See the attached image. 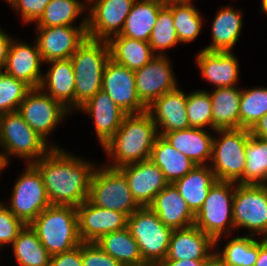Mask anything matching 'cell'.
Here are the masks:
<instances>
[{"instance_id":"obj_1","label":"cell","mask_w":267,"mask_h":266,"mask_svg":"<svg viewBox=\"0 0 267 266\" xmlns=\"http://www.w3.org/2000/svg\"><path fill=\"white\" fill-rule=\"evenodd\" d=\"M40 172L51 205L78 207L88 200L94 166L51 147L32 163Z\"/></svg>"},{"instance_id":"obj_2","label":"cell","mask_w":267,"mask_h":266,"mask_svg":"<svg viewBox=\"0 0 267 266\" xmlns=\"http://www.w3.org/2000/svg\"><path fill=\"white\" fill-rule=\"evenodd\" d=\"M157 126L146 111L127 114L113 137L104 145L105 151L116 163L111 168L149 160L157 134Z\"/></svg>"},{"instance_id":"obj_3","label":"cell","mask_w":267,"mask_h":266,"mask_svg":"<svg viewBox=\"0 0 267 266\" xmlns=\"http://www.w3.org/2000/svg\"><path fill=\"white\" fill-rule=\"evenodd\" d=\"M30 226L51 256L69 251L82 243L77 208L74 206L50 205Z\"/></svg>"},{"instance_id":"obj_4","label":"cell","mask_w":267,"mask_h":266,"mask_svg":"<svg viewBox=\"0 0 267 266\" xmlns=\"http://www.w3.org/2000/svg\"><path fill=\"white\" fill-rule=\"evenodd\" d=\"M75 75V106L79 109L102 90L103 72L110 59L107 41L86 38L71 56Z\"/></svg>"},{"instance_id":"obj_5","label":"cell","mask_w":267,"mask_h":266,"mask_svg":"<svg viewBox=\"0 0 267 266\" xmlns=\"http://www.w3.org/2000/svg\"><path fill=\"white\" fill-rule=\"evenodd\" d=\"M215 133L221 139L212 142V157L214 163L211 170L218 181H231L244 184V169L246 165V144L250 137V130L218 129Z\"/></svg>"},{"instance_id":"obj_6","label":"cell","mask_w":267,"mask_h":266,"mask_svg":"<svg viewBox=\"0 0 267 266\" xmlns=\"http://www.w3.org/2000/svg\"><path fill=\"white\" fill-rule=\"evenodd\" d=\"M133 238L145 263L159 265L168 252L172 229L164 225L149 207H140L128 217Z\"/></svg>"},{"instance_id":"obj_7","label":"cell","mask_w":267,"mask_h":266,"mask_svg":"<svg viewBox=\"0 0 267 266\" xmlns=\"http://www.w3.org/2000/svg\"><path fill=\"white\" fill-rule=\"evenodd\" d=\"M88 201L101 208L132 215L140 206L132 197L128 182L118 168H103L92 174Z\"/></svg>"},{"instance_id":"obj_8","label":"cell","mask_w":267,"mask_h":266,"mask_svg":"<svg viewBox=\"0 0 267 266\" xmlns=\"http://www.w3.org/2000/svg\"><path fill=\"white\" fill-rule=\"evenodd\" d=\"M233 183L217 180L210 188L202 208L195 215L194 225L212 237L215 242L219 240L228 223L231 228H234L233 199L235 189Z\"/></svg>"},{"instance_id":"obj_9","label":"cell","mask_w":267,"mask_h":266,"mask_svg":"<svg viewBox=\"0 0 267 266\" xmlns=\"http://www.w3.org/2000/svg\"><path fill=\"white\" fill-rule=\"evenodd\" d=\"M0 142L6 150V153H2L6 164L7 155L11 153L23 158L35 157L36 160L30 162L32 164L49 152L46 150L48 146L45 139L34 131L17 111L0 115Z\"/></svg>"},{"instance_id":"obj_10","label":"cell","mask_w":267,"mask_h":266,"mask_svg":"<svg viewBox=\"0 0 267 266\" xmlns=\"http://www.w3.org/2000/svg\"><path fill=\"white\" fill-rule=\"evenodd\" d=\"M12 194V203L8 209L25 225H30L40 213L51 205L42 176L39 170L30 163L14 185Z\"/></svg>"},{"instance_id":"obj_11","label":"cell","mask_w":267,"mask_h":266,"mask_svg":"<svg viewBox=\"0 0 267 266\" xmlns=\"http://www.w3.org/2000/svg\"><path fill=\"white\" fill-rule=\"evenodd\" d=\"M233 220L234 227L243 226L256 234H267V185L237 184Z\"/></svg>"},{"instance_id":"obj_12","label":"cell","mask_w":267,"mask_h":266,"mask_svg":"<svg viewBox=\"0 0 267 266\" xmlns=\"http://www.w3.org/2000/svg\"><path fill=\"white\" fill-rule=\"evenodd\" d=\"M102 90L127 114L147 111L136 91L134 71L109 59L105 65Z\"/></svg>"},{"instance_id":"obj_13","label":"cell","mask_w":267,"mask_h":266,"mask_svg":"<svg viewBox=\"0 0 267 266\" xmlns=\"http://www.w3.org/2000/svg\"><path fill=\"white\" fill-rule=\"evenodd\" d=\"M39 88H32L18 108L25 122L43 139L69 111L61 102L53 99Z\"/></svg>"},{"instance_id":"obj_14","label":"cell","mask_w":267,"mask_h":266,"mask_svg":"<svg viewBox=\"0 0 267 266\" xmlns=\"http://www.w3.org/2000/svg\"><path fill=\"white\" fill-rule=\"evenodd\" d=\"M87 20V37L93 40L108 41L111 34L117 36L136 0H89L92 2ZM121 25V27H120Z\"/></svg>"},{"instance_id":"obj_15","label":"cell","mask_w":267,"mask_h":266,"mask_svg":"<svg viewBox=\"0 0 267 266\" xmlns=\"http://www.w3.org/2000/svg\"><path fill=\"white\" fill-rule=\"evenodd\" d=\"M72 26L38 27L37 45L43 62L68 59L87 38V20Z\"/></svg>"},{"instance_id":"obj_16","label":"cell","mask_w":267,"mask_h":266,"mask_svg":"<svg viewBox=\"0 0 267 266\" xmlns=\"http://www.w3.org/2000/svg\"><path fill=\"white\" fill-rule=\"evenodd\" d=\"M139 99L148 107L155 99L177 88L169 61L160 53L134 71Z\"/></svg>"},{"instance_id":"obj_17","label":"cell","mask_w":267,"mask_h":266,"mask_svg":"<svg viewBox=\"0 0 267 266\" xmlns=\"http://www.w3.org/2000/svg\"><path fill=\"white\" fill-rule=\"evenodd\" d=\"M77 213L82 242H96L107 233L125 229L128 224L124 213L98 207L88 200L77 207Z\"/></svg>"},{"instance_id":"obj_18","label":"cell","mask_w":267,"mask_h":266,"mask_svg":"<svg viewBox=\"0 0 267 266\" xmlns=\"http://www.w3.org/2000/svg\"><path fill=\"white\" fill-rule=\"evenodd\" d=\"M126 177L133 199L140 207L149 206L169 183L161 170L149 159L118 168Z\"/></svg>"},{"instance_id":"obj_19","label":"cell","mask_w":267,"mask_h":266,"mask_svg":"<svg viewBox=\"0 0 267 266\" xmlns=\"http://www.w3.org/2000/svg\"><path fill=\"white\" fill-rule=\"evenodd\" d=\"M186 102L187 95L176 88L155 99L147 107V112L156 126H162L163 131L158 133L160 136L168 132L190 128ZM157 123L159 124L157 125Z\"/></svg>"},{"instance_id":"obj_20","label":"cell","mask_w":267,"mask_h":266,"mask_svg":"<svg viewBox=\"0 0 267 266\" xmlns=\"http://www.w3.org/2000/svg\"><path fill=\"white\" fill-rule=\"evenodd\" d=\"M215 244V240L196 225L175 229L171 233L164 260H207L212 255L208 251Z\"/></svg>"},{"instance_id":"obj_21","label":"cell","mask_w":267,"mask_h":266,"mask_svg":"<svg viewBox=\"0 0 267 266\" xmlns=\"http://www.w3.org/2000/svg\"><path fill=\"white\" fill-rule=\"evenodd\" d=\"M43 62L37 42L34 47L24 43H15L9 47L5 73L18 79L31 88H39L42 80L40 65Z\"/></svg>"},{"instance_id":"obj_22","label":"cell","mask_w":267,"mask_h":266,"mask_svg":"<svg viewBox=\"0 0 267 266\" xmlns=\"http://www.w3.org/2000/svg\"><path fill=\"white\" fill-rule=\"evenodd\" d=\"M149 207L159 220L172 230L194 225L195 215L174 184H168L154 198Z\"/></svg>"},{"instance_id":"obj_23","label":"cell","mask_w":267,"mask_h":266,"mask_svg":"<svg viewBox=\"0 0 267 266\" xmlns=\"http://www.w3.org/2000/svg\"><path fill=\"white\" fill-rule=\"evenodd\" d=\"M80 109L94 118L95 130L103 147L119 129L127 115L103 90H100Z\"/></svg>"},{"instance_id":"obj_24","label":"cell","mask_w":267,"mask_h":266,"mask_svg":"<svg viewBox=\"0 0 267 266\" xmlns=\"http://www.w3.org/2000/svg\"><path fill=\"white\" fill-rule=\"evenodd\" d=\"M202 76L217 88L234 87L238 79V62L230 51L209 52L202 50L197 56Z\"/></svg>"},{"instance_id":"obj_25","label":"cell","mask_w":267,"mask_h":266,"mask_svg":"<svg viewBox=\"0 0 267 266\" xmlns=\"http://www.w3.org/2000/svg\"><path fill=\"white\" fill-rule=\"evenodd\" d=\"M162 137L196 165H204V161L212 157L213 138L202 128L176 130L165 133Z\"/></svg>"},{"instance_id":"obj_26","label":"cell","mask_w":267,"mask_h":266,"mask_svg":"<svg viewBox=\"0 0 267 266\" xmlns=\"http://www.w3.org/2000/svg\"><path fill=\"white\" fill-rule=\"evenodd\" d=\"M209 168L206 165H196L173 183L194 215L202 208L210 188L217 181Z\"/></svg>"},{"instance_id":"obj_27","label":"cell","mask_w":267,"mask_h":266,"mask_svg":"<svg viewBox=\"0 0 267 266\" xmlns=\"http://www.w3.org/2000/svg\"><path fill=\"white\" fill-rule=\"evenodd\" d=\"M52 66L46 78H42L39 89L49 87V94L53 99L61 102L67 109L75 106V75L70 58L49 61ZM46 79V80H45ZM47 83H46V82ZM70 105V106H69Z\"/></svg>"},{"instance_id":"obj_28","label":"cell","mask_w":267,"mask_h":266,"mask_svg":"<svg viewBox=\"0 0 267 266\" xmlns=\"http://www.w3.org/2000/svg\"><path fill=\"white\" fill-rule=\"evenodd\" d=\"M149 159L161 170L169 184L184 177L196 166L160 135L155 140Z\"/></svg>"},{"instance_id":"obj_29","label":"cell","mask_w":267,"mask_h":266,"mask_svg":"<svg viewBox=\"0 0 267 266\" xmlns=\"http://www.w3.org/2000/svg\"><path fill=\"white\" fill-rule=\"evenodd\" d=\"M164 6L156 0L135 1L124 22L122 31L117 36L149 42L159 11Z\"/></svg>"},{"instance_id":"obj_30","label":"cell","mask_w":267,"mask_h":266,"mask_svg":"<svg viewBox=\"0 0 267 266\" xmlns=\"http://www.w3.org/2000/svg\"><path fill=\"white\" fill-rule=\"evenodd\" d=\"M115 38L107 41L110 59L130 70L141 69L156 56L151 53L149 42L124 36Z\"/></svg>"},{"instance_id":"obj_31","label":"cell","mask_w":267,"mask_h":266,"mask_svg":"<svg viewBox=\"0 0 267 266\" xmlns=\"http://www.w3.org/2000/svg\"><path fill=\"white\" fill-rule=\"evenodd\" d=\"M211 96L212 129L239 128L241 91L235 87L216 88Z\"/></svg>"},{"instance_id":"obj_32","label":"cell","mask_w":267,"mask_h":266,"mask_svg":"<svg viewBox=\"0 0 267 266\" xmlns=\"http://www.w3.org/2000/svg\"><path fill=\"white\" fill-rule=\"evenodd\" d=\"M95 243L123 266H136L145 263L138 244L128 227L107 233Z\"/></svg>"},{"instance_id":"obj_33","label":"cell","mask_w":267,"mask_h":266,"mask_svg":"<svg viewBox=\"0 0 267 266\" xmlns=\"http://www.w3.org/2000/svg\"><path fill=\"white\" fill-rule=\"evenodd\" d=\"M242 27L240 12L232 8L219 11L212 25L213 43L203 50L209 52H224L232 50L237 42Z\"/></svg>"},{"instance_id":"obj_34","label":"cell","mask_w":267,"mask_h":266,"mask_svg":"<svg viewBox=\"0 0 267 266\" xmlns=\"http://www.w3.org/2000/svg\"><path fill=\"white\" fill-rule=\"evenodd\" d=\"M12 245L21 266H50L51 255L30 225L24 226Z\"/></svg>"},{"instance_id":"obj_35","label":"cell","mask_w":267,"mask_h":266,"mask_svg":"<svg viewBox=\"0 0 267 266\" xmlns=\"http://www.w3.org/2000/svg\"><path fill=\"white\" fill-rule=\"evenodd\" d=\"M267 139L250 135L246 144L244 185H267Z\"/></svg>"},{"instance_id":"obj_36","label":"cell","mask_w":267,"mask_h":266,"mask_svg":"<svg viewBox=\"0 0 267 266\" xmlns=\"http://www.w3.org/2000/svg\"><path fill=\"white\" fill-rule=\"evenodd\" d=\"M267 114V88L241 91L239 128L251 129Z\"/></svg>"},{"instance_id":"obj_37","label":"cell","mask_w":267,"mask_h":266,"mask_svg":"<svg viewBox=\"0 0 267 266\" xmlns=\"http://www.w3.org/2000/svg\"><path fill=\"white\" fill-rule=\"evenodd\" d=\"M192 3L176 2L167 4L172 10L174 26L179 42L194 40L201 30V16Z\"/></svg>"},{"instance_id":"obj_38","label":"cell","mask_w":267,"mask_h":266,"mask_svg":"<svg viewBox=\"0 0 267 266\" xmlns=\"http://www.w3.org/2000/svg\"><path fill=\"white\" fill-rule=\"evenodd\" d=\"M78 0H51L37 22L38 27L72 26V22L84 10Z\"/></svg>"},{"instance_id":"obj_39","label":"cell","mask_w":267,"mask_h":266,"mask_svg":"<svg viewBox=\"0 0 267 266\" xmlns=\"http://www.w3.org/2000/svg\"><path fill=\"white\" fill-rule=\"evenodd\" d=\"M229 266H254L259 254V241L252 237H236L217 253Z\"/></svg>"},{"instance_id":"obj_40","label":"cell","mask_w":267,"mask_h":266,"mask_svg":"<svg viewBox=\"0 0 267 266\" xmlns=\"http://www.w3.org/2000/svg\"><path fill=\"white\" fill-rule=\"evenodd\" d=\"M31 89L25 82L0 72V115L18 111Z\"/></svg>"},{"instance_id":"obj_41","label":"cell","mask_w":267,"mask_h":266,"mask_svg":"<svg viewBox=\"0 0 267 266\" xmlns=\"http://www.w3.org/2000/svg\"><path fill=\"white\" fill-rule=\"evenodd\" d=\"M180 43L176 34L172 10L165 5L157 16L155 26L150 35L149 44L154 50L170 48Z\"/></svg>"},{"instance_id":"obj_42","label":"cell","mask_w":267,"mask_h":266,"mask_svg":"<svg viewBox=\"0 0 267 266\" xmlns=\"http://www.w3.org/2000/svg\"><path fill=\"white\" fill-rule=\"evenodd\" d=\"M187 116L190 127L202 128L209 125L212 128V102L210 93L197 91L187 95Z\"/></svg>"},{"instance_id":"obj_43","label":"cell","mask_w":267,"mask_h":266,"mask_svg":"<svg viewBox=\"0 0 267 266\" xmlns=\"http://www.w3.org/2000/svg\"><path fill=\"white\" fill-rule=\"evenodd\" d=\"M24 226L25 224L13 215L8 207L0 203V248L6 243L13 244Z\"/></svg>"},{"instance_id":"obj_44","label":"cell","mask_w":267,"mask_h":266,"mask_svg":"<svg viewBox=\"0 0 267 266\" xmlns=\"http://www.w3.org/2000/svg\"><path fill=\"white\" fill-rule=\"evenodd\" d=\"M83 266H123L95 242H82Z\"/></svg>"},{"instance_id":"obj_45","label":"cell","mask_w":267,"mask_h":266,"mask_svg":"<svg viewBox=\"0 0 267 266\" xmlns=\"http://www.w3.org/2000/svg\"><path fill=\"white\" fill-rule=\"evenodd\" d=\"M51 0H11L14 9L21 11L22 18L26 23L38 21L42 16L45 7Z\"/></svg>"},{"instance_id":"obj_46","label":"cell","mask_w":267,"mask_h":266,"mask_svg":"<svg viewBox=\"0 0 267 266\" xmlns=\"http://www.w3.org/2000/svg\"><path fill=\"white\" fill-rule=\"evenodd\" d=\"M50 266H83L82 243L69 251L51 256Z\"/></svg>"},{"instance_id":"obj_47","label":"cell","mask_w":267,"mask_h":266,"mask_svg":"<svg viewBox=\"0 0 267 266\" xmlns=\"http://www.w3.org/2000/svg\"><path fill=\"white\" fill-rule=\"evenodd\" d=\"M11 42L12 40L7 34L0 30V72H4L2 69L6 67Z\"/></svg>"},{"instance_id":"obj_48","label":"cell","mask_w":267,"mask_h":266,"mask_svg":"<svg viewBox=\"0 0 267 266\" xmlns=\"http://www.w3.org/2000/svg\"><path fill=\"white\" fill-rule=\"evenodd\" d=\"M250 134L258 138L267 139V114H265L251 129Z\"/></svg>"},{"instance_id":"obj_49","label":"cell","mask_w":267,"mask_h":266,"mask_svg":"<svg viewBox=\"0 0 267 266\" xmlns=\"http://www.w3.org/2000/svg\"><path fill=\"white\" fill-rule=\"evenodd\" d=\"M206 260H163L158 266H204Z\"/></svg>"},{"instance_id":"obj_50","label":"cell","mask_w":267,"mask_h":266,"mask_svg":"<svg viewBox=\"0 0 267 266\" xmlns=\"http://www.w3.org/2000/svg\"><path fill=\"white\" fill-rule=\"evenodd\" d=\"M254 266H267V239L259 242V254Z\"/></svg>"},{"instance_id":"obj_51","label":"cell","mask_w":267,"mask_h":266,"mask_svg":"<svg viewBox=\"0 0 267 266\" xmlns=\"http://www.w3.org/2000/svg\"><path fill=\"white\" fill-rule=\"evenodd\" d=\"M204 266H229L217 253H213L205 262Z\"/></svg>"},{"instance_id":"obj_52","label":"cell","mask_w":267,"mask_h":266,"mask_svg":"<svg viewBox=\"0 0 267 266\" xmlns=\"http://www.w3.org/2000/svg\"><path fill=\"white\" fill-rule=\"evenodd\" d=\"M156 1H158L164 5L178 2V0H156Z\"/></svg>"},{"instance_id":"obj_53","label":"cell","mask_w":267,"mask_h":266,"mask_svg":"<svg viewBox=\"0 0 267 266\" xmlns=\"http://www.w3.org/2000/svg\"><path fill=\"white\" fill-rule=\"evenodd\" d=\"M262 11L267 12V0H262Z\"/></svg>"},{"instance_id":"obj_54","label":"cell","mask_w":267,"mask_h":266,"mask_svg":"<svg viewBox=\"0 0 267 266\" xmlns=\"http://www.w3.org/2000/svg\"><path fill=\"white\" fill-rule=\"evenodd\" d=\"M7 164L5 163L3 158H0V170L3 169Z\"/></svg>"},{"instance_id":"obj_55","label":"cell","mask_w":267,"mask_h":266,"mask_svg":"<svg viewBox=\"0 0 267 266\" xmlns=\"http://www.w3.org/2000/svg\"><path fill=\"white\" fill-rule=\"evenodd\" d=\"M136 266H158V265H155V264H149V263H144L142 265H136Z\"/></svg>"},{"instance_id":"obj_56","label":"cell","mask_w":267,"mask_h":266,"mask_svg":"<svg viewBox=\"0 0 267 266\" xmlns=\"http://www.w3.org/2000/svg\"><path fill=\"white\" fill-rule=\"evenodd\" d=\"M191 0H178V2H186V3H190Z\"/></svg>"}]
</instances>
